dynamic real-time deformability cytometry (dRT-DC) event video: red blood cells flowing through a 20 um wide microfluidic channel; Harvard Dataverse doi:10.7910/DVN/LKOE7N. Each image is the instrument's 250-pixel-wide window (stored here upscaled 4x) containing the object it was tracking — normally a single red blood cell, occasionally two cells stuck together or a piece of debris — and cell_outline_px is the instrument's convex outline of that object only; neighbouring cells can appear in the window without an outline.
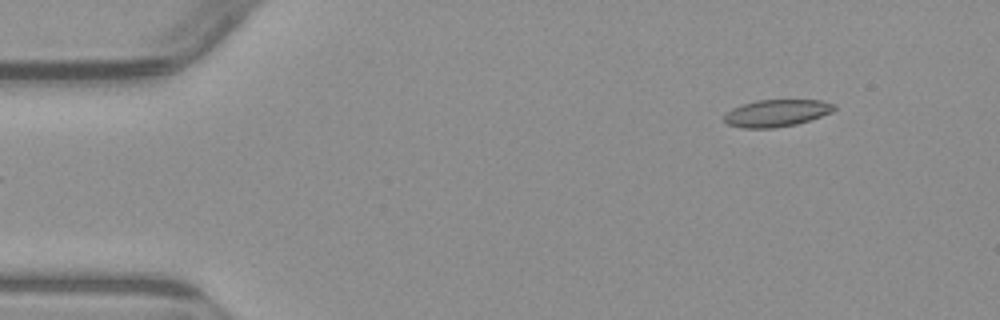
{"species": "common noctule bat (a hibernating species)", "species_latin": "Nyctalus noctula", "temperature_condition": "warm", "stored_images_in_passage": 5, "camera_frame_rate_fps": 3000, "um_per_image_px": 0.085, "animal": {"sex": "male", "body_mass_g": 23.1, "forearm_length_mm": 52.7}, "frame": {"image": 1, "passage_image": 5, "time_ms": 5.667, "image_size_px": [1000, 320], "cell_outline_px": [[836, 108], [832, 112], [796, 124], [772, 128], [744, 128], [728, 124], [724, 120], [724, 116], [732, 108], [756, 100], [820, 100], [836, 104]], "centroid_in_image_um": [66.02, 9.6], "position_along_channel_um": 19.0, "area_um2": 17.17}}